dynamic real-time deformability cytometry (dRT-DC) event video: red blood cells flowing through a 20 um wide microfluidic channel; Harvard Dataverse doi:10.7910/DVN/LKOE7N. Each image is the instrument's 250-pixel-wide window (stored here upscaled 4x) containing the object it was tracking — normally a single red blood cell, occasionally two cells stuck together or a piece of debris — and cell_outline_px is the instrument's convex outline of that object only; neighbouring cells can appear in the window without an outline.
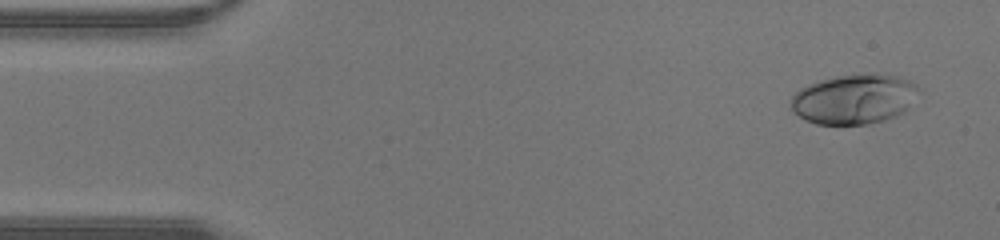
{"species": "human", "species_latin": "Homo sapiens", "temperature_condition": "warm", "stored_images_in_passage": 42, "camera_frame_rate_fps": 3000, "um_per_image_px": 0.085, "donor": {"sex": "male"}, "frame": {"image": 1, "passage_image": 3, "time_ms": 0.667, "image_size_px": [1000, 240], "cell_outline_px": [[916, 88], [904, 112], [896, 116], [884, 120], [868, 124], [816, 124], [792, 112], [792, 96], [800, 88], [808, 84], [820, 80], [836, 76], [896, 76], [912, 80], [916, 84]], "centroid_in_image_um": [72.53, 8.45], "position_along_channel_um": 12.5, "area_um2": 35.89}}
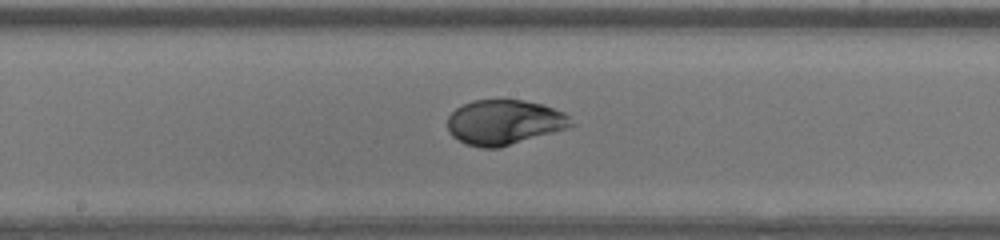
{"frame": {"image": 2, "passage_image": 22, "time_ms": 7.0, "image_size_px": [1000, 240], "cell_outline_px": [[576, 124], [568, 128], [500, 148], [480, 148], [464, 144], [452, 136], [448, 132], [448, 116], [456, 108], [472, 100], [524, 100], [544, 104], [564, 112]], "centroid_in_image_um": [42.87, 10.4], "position_along_channel_um": 205.3, "area_um2": 32.71}}
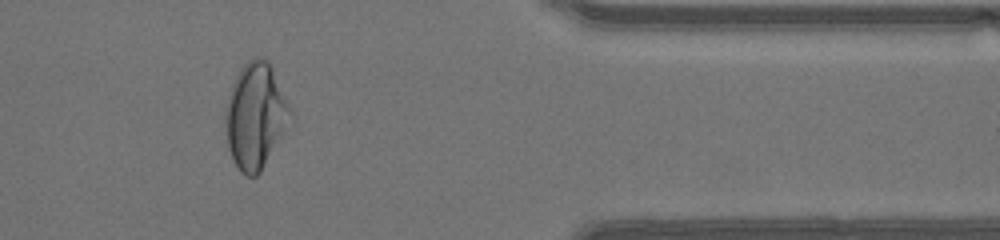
{"frame": {"image": 3, "passage_image": 35, "time_ms": 11.333, "image_size_px": [1000, 240], "cell_outline_px": [[296, 116], [260, 172], [256, 176], [248, 176], [240, 172], [232, 156], [228, 144], [224, 116], [228, 96], [232, 84], [240, 68], [248, 60], [256, 56], [264, 56], [268, 60]], "centroid_in_image_um": [21.77, 9.82], "position_along_channel_um": 389.6, "area_um2": 40.46}}